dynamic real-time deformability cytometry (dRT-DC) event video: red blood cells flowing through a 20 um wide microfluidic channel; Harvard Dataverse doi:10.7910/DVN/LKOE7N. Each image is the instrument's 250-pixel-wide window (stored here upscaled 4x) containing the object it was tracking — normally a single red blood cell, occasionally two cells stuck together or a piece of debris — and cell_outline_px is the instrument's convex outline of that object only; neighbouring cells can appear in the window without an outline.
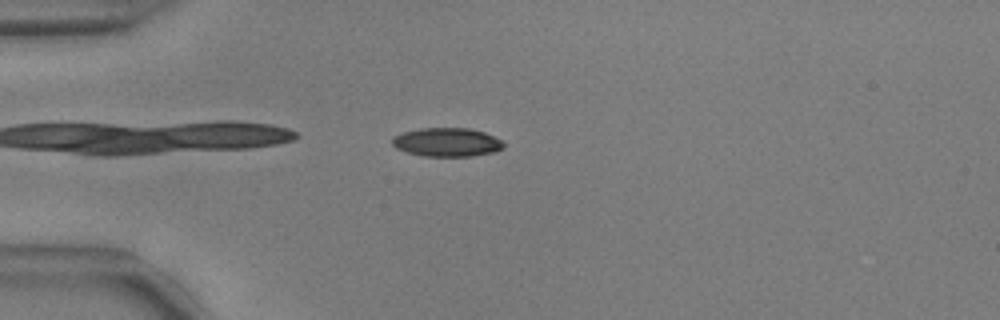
{"species": "common noctule bat (a hibernating species)", "species_latin": "Nyctalus noctula", "temperature_condition": "warm", "stored_images_in_passage": 42, "camera_frame_rate_fps": 3000, "um_per_image_px": 0.085, "animal": {"sex": "male", "body_mass_g": 17.9, "forearm_length_mm": 54.2}, "frame": {"image": 1, "passage_image": 3, "time_ms": 0.667, "image_size_px": [1000, 320], "cell_outline_px": [[504, 148], [496, 152], [472, 156], [424, 156], [408, 152], [396, 148], [392, 144], [392, 136], [404, 132], [420, 128], [468, 128], [484, 132], [504, 140]], "centroid_in_image_um": [38.03, 12.09], "position_along_channel_um": 47.0, "area_um2": 18.79}}
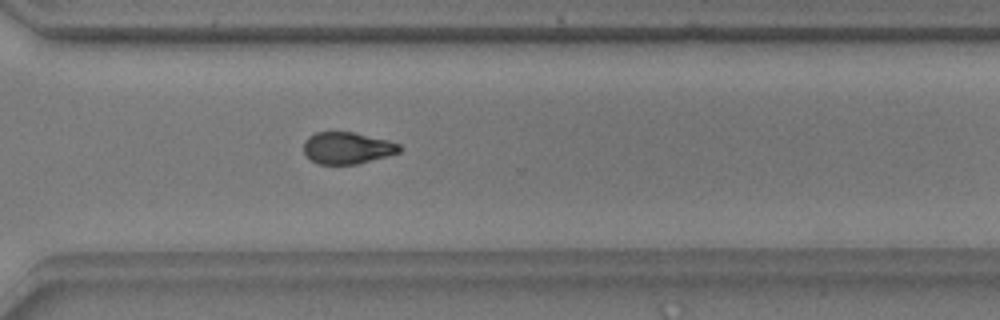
{"frame": {"image": 2, "passage_image": 28, "time_ms": 9.0, "image_size_px": [1000, 320], "cell_outline_px": [[404, 148], [400, 152], [388, 156], [356, 164], [320, 164], [312, 160], [304, 152], [304, 140], [308, 136], [316, 132], [352, 132], [388, 140], [400, 144]], "centroid_in_image_um": [29.54, 12.57], "position_along_channel_um": 341.1, "area_um2": 17.74}}
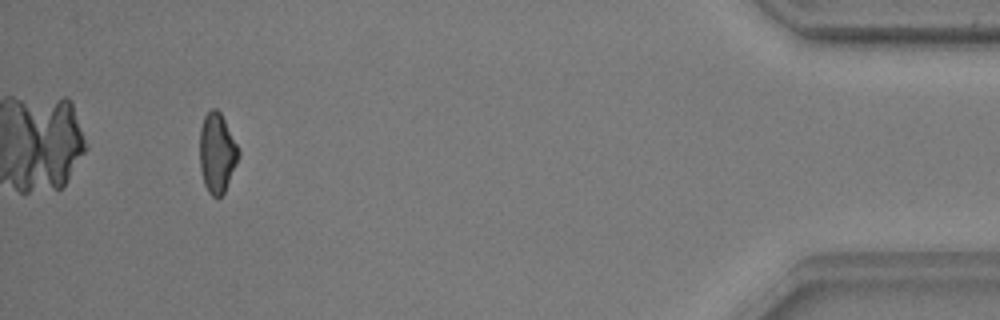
{"frame": {"image": 3, "passage_image": 39, "time_ms": 12.667, "image_size_px": [1000, 320], "cell_outline_px": [[240, 152], [236, 164], [224, 192], [220, 196], [212, 196], [208, 192], [204, 184], [200, 168], [200, 128], [204, 116], [212, 108], [216, 108], [220, 112], [240, 148]], "centroid_in_image_um": [18.45, 12.97], "position_along_channel_um": 416.8, "area_um2": 17.98}, "authors_computed_cell_mechanics": {"area_um2": 18.8717, "velocity_mm_per_s": 3.766, "shape_relaxation_time_tau1_ms": 6.8236, "shape_relaxation_time_tau2_ms": 3.87, "deformation_change_tau1": 0.1884, "deformation_change_tau2": 0.1048}}